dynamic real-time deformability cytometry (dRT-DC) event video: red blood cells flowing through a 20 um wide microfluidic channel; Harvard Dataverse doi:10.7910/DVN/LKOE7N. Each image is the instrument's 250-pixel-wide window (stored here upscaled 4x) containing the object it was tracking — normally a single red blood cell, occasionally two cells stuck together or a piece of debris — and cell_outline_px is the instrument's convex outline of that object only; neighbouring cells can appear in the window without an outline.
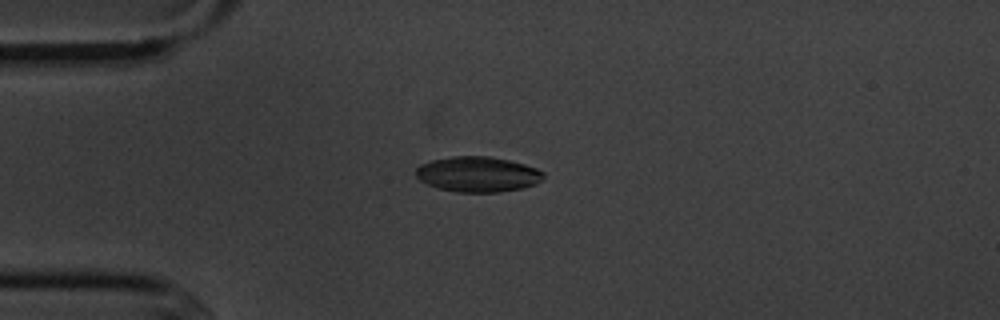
{"species": "common noctule bat (a hibernating species)", "species_latin": "Nyctalus noctula", "temperature_condition": "cold", "stored_images_in_passage": 9, "camera_frame_rate_fps": 3000, "um_per_image_px": 0.085, "animal": {"sex": "male", "body_mass_g": 20.1, "forearm_length_mm": 53.5}, "frame": {"image": 1, "passage_image": 3, "time_ms": 2.333, "image_size_px": [1000, 320], "cell_outline_px": [[544, 176], [536, 184], [520, 188], [496, 192], [456, 192], [436, 188], [420, 180], [416, 176], [416, 168], [420, 164], [432, 160], [452, 156], [492, 156], [524, 164], [536, 168], [544, 172]], "centroid_in_image_um": [40.58, 14.8], "position_along_channel_um": 44.4, "area_um2": 26.24}}
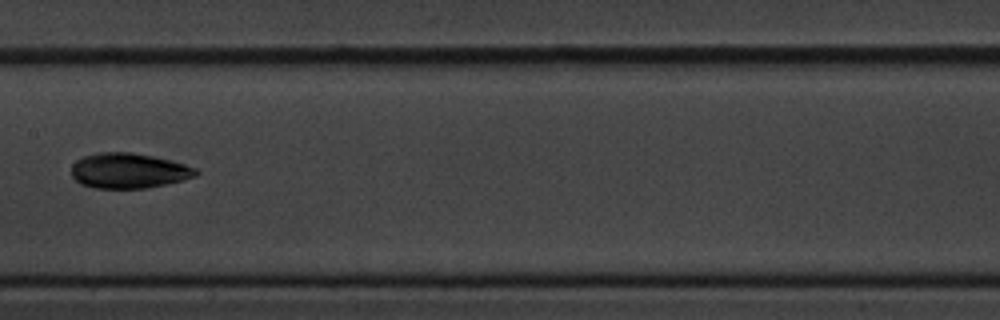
{"frame": {"image": 2, "passage_image": 7, "time_ms": 7.0, "image_size_px": [1000, 320], "cell_outline_px": [[200, 172], [196, 176], [184, 180], [144, 188], [96, 188], [80, 184], [72, 176], [72, 164], [76, 160], [84, 156], [96, 152], [132, 152], [172, 160], [196, 168]], "centroid_in_image_um": [10.94, 14.5], "position_along_channel_um": 196.5, "area_um2": 25.61}}
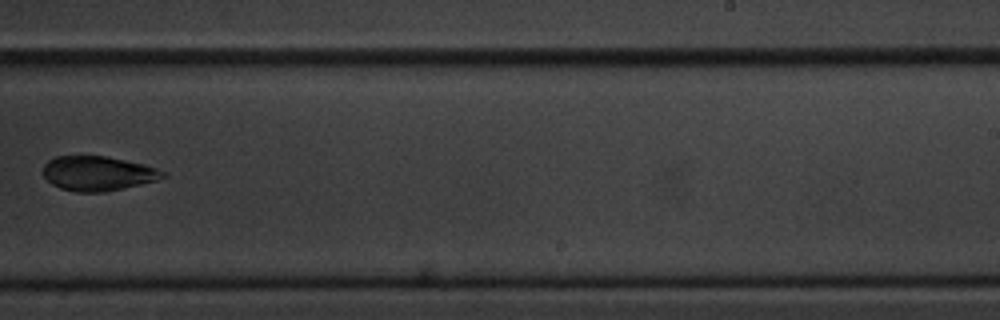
{"frame": {"image": 3, "passage_image": 9, "time_ms": 9.333, "image_size_px": [1000, 320], "cell_outline_px": [[168, 176], [156, 180], [140, 184], [104, 192], [76, 192], [60, 188], [52, 184], [44, 176], [44, 164], [48, 160], [56, 156], [104, 156], [144, 164], [156, 168], [164, 172]], "centroid_in_image_um": [8.31, 14.74], "position_along_channel_um": 280.7, "area_um2": 23.93}}